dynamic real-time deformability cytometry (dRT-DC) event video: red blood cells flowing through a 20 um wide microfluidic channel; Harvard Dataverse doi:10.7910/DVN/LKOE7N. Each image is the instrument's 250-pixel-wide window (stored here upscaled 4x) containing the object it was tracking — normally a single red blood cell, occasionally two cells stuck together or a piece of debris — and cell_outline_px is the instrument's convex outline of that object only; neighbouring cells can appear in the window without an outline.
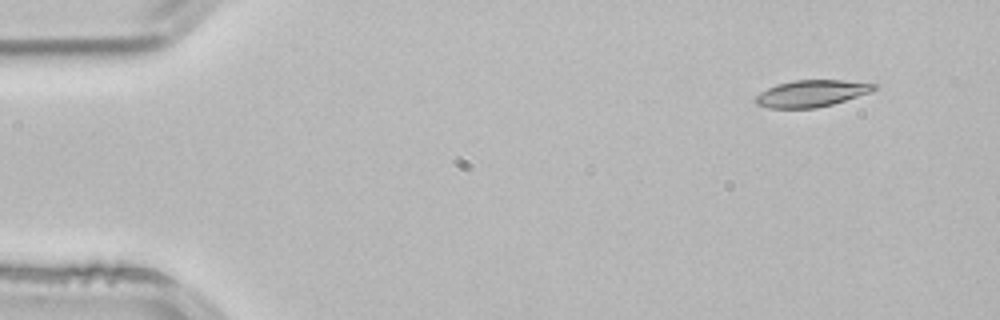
{"species": "common noctule bat (a hibernating species)", "species_latin": "Nyctalus noctula", "temperature_condition": "room temperature", "stored_images_in_passage": 3, "camera_frame_rate_fps": 3000, "um_per_image_px": 0.085, "animal": {"sex": "male", "body_mass_g": 21.5, "forearm_length_mm": 52.0}, "frame": {"image": 1, "passage_image": 1, "time_ms": 0.0, "image_size_px": [1000, 320], "cell_outline_px": [[880, 84], [872, 92], [832, 104], [816, 108], [768, 108], [756, 104], [756, 96], [760, 92], [776, 84], [792, 80], [840, 80]], "centroid_in_image_um": [68.99, 7.94], "position_along_channel_um": 16.0, "area_um2": 18.5}}